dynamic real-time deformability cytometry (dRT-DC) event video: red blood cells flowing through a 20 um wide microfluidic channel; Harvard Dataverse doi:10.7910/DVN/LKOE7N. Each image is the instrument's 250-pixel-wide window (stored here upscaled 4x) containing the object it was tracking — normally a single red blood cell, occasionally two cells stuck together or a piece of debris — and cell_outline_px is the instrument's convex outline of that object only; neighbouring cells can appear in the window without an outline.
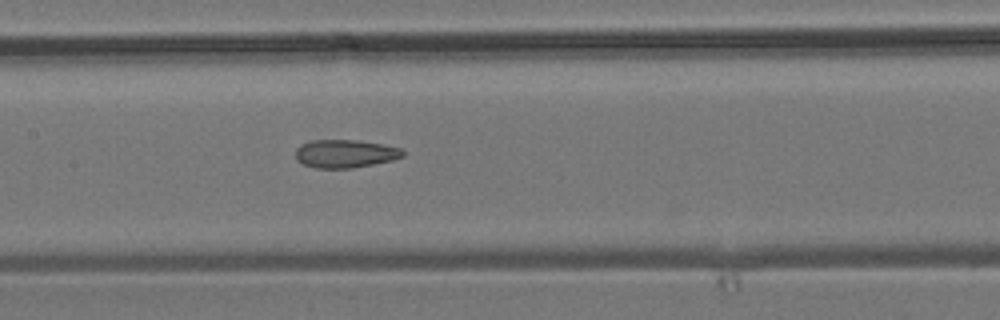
{"species": "common noctule bat (a hibernating species)", "species_latin": "Nyctalus noctula", "temperature_condition": "room temperature", "stored_images_in_passage": 5, "camera_frame_rate_fps": 3000, "um_per_image_px": 0.085, "animal": {"sex": "male", "body_mass_g": 19.2, "forearm_length_mm": 51.8}, "frame": {"image": 1, "passage_image": 5, "time_ms": 5.667, "image_size_px": [1000, 320], "cell_outline_px": [[404, 156], [392, 160], [352, 168], [316, 168], [304, 164], [296, 160], [296, 148], [300, 144], [312, 140], [360, 140], [384, 144], [400, 148], [404, 152]], "centroid_in_image_um": [29.33, 13.05], "position_along_channel_um": 178.1, "area_um2": 17.63}}